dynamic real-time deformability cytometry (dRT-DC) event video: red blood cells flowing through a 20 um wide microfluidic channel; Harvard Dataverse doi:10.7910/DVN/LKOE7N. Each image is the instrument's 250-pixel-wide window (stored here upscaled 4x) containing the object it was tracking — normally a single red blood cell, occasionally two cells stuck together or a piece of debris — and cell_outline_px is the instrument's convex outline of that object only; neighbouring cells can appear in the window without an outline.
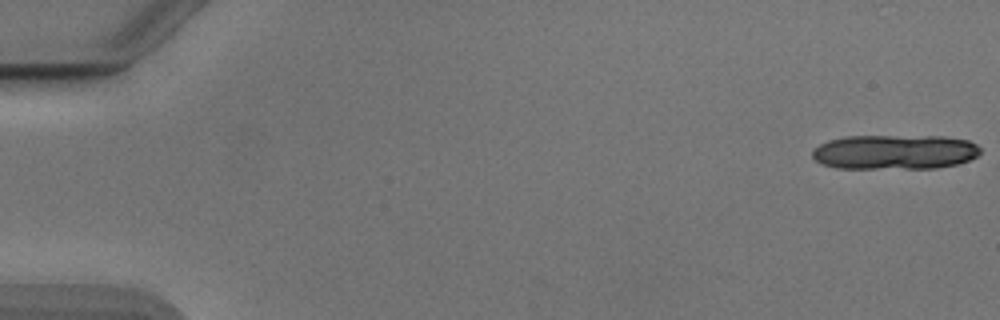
{"species": "Egyptian fruit bat (a non-hibernating species)", "species_latin": "Rousettus aegyptiacus", "temperature_condition": "cold", "stored_images_in_passage": 9, "camera_frame_rate_fps": 3000, "um_per_image_px": 0.085, "animal": {"sex": "male"}, "frame": {"image": 1, "passage_image": 1, "time_ms": 0.0, "image_size_px": [1000, 320], "cell_outline_px": [[980, 152], [976, 156], [968, 160], [956, 164], [936, 168], [836, 168], [824, 164], [816, 160], [812, 156], [812, 152], [820, 144], [828, 140], [844, 136], [944, 136], [968, 140], [976, 144], [980, 148]], "centroid_in_image_um": [76.05, 12.91], "position_along_channel_um": 8.9, "area_um2": 33.99}}